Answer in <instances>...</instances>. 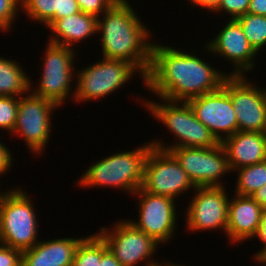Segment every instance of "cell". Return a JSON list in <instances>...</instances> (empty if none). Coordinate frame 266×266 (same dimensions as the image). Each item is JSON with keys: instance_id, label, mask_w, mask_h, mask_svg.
<instances>
[{"instance_id": "1", "label": "cell", "mask_w": 266, "mask_h": 266, "mask_svg": "<svg viewBox=\"0 0 266 266\" xmlns=\"http://www.w3.org/2000/svg\"><path fill=\"white\" fill-rule=\"evenodd\" d=\"M169 46L153 43L151 64L143 85L146 90L158 98L188 102L223 86L228 73L213 68L193 52Z\"/></svg>"}, {"instance_id": "2", "label": "cell", "mask_w": 266, "mask_h": 266, "mask_svg": "<svg viewBox=\"0 0 266 266\" xmlns=\"http://www.w3.org/2000/svg\"><path fill=\"white\" fill-rule=\"evenodd\" d=\"M128 0H116L97 19V35L106 59L133 64L144 77L151 64L152 32Z\"/></svg>"}, {"instance_id": "3", "label": "cell", "mask_w": 266, "mask_h": 266, "mask_svg": "<svg viewBox=\"0 0 266 266\" xmlns=\"http://www.w3.org/2000/svg\"><path fill=\"white\" fill-rule=\"evenodd\" d=\"M139 103L150 111L158 123H163L168 131L174 135V143L164 144L160 139L150 141L151 145L161 150H169L177 147H214L220 142L211 131L203 125L196 117L188 102L172 101L160 97L158 100H148L141 97ZM176 140V142H175Z\"/></svg>"}, {"instance_id": "4", "label": "cell", "mask_w": 266, "mask_h": 266, "mask_svg": "<svg viewBox=\"0 0 266 266\" xmlns=\"http://www.w3.org/2000/svg\"><path fill=\"white\" fill-rule=\"evenodd\" d=\"M152 147L149 141L131 151L121 150L102 157L82 173L77 187H114L133 195L142 187L144 165Z\"/></svg>"}, {"instance_id": "5", "label": "cell", "mask_w": 266, "mask_h": 266, "mask_svg": "<svg viewBox=\"0 0 266 266\" xmlns=\"http://www.w3.org/2000/svg\"><path fill=\"white\" fill-rule=\"evenodd\" d=\"M26 189L7 188L0 198V244L24 251L38 240V214Z\"/></svg>"}, {"instance_id": "6", "label": "cell", "mask_w": 266, "mask_h": 266, "mask_svg": "<svg viewBox=\"0 0 266 266\" xmlns=\"http://www.w3.org/2000/svg\"><path fill=\"white\" fill-rule=\"evenodd\" d=\"M77 50L71 47L47 42L44 50L42 74L39 82L32 85L30 79V92L38 97L49 99L59 107L64 105L70 96L74 99L76 81V67L74 64ZM74 86V87H73ZM74 90H73V89ZM74 91V92H72ZM70 95V96H68Z\"/></svg>"}, {"instance_id": "7", "label": "cell", "mask_w": 266, "mask_h": 266, "mask_svg": "<svg viewBox=\"0 0 266 266\" xmlns=\"http://www.w3.org/2000/svg\"><path fill=\"white\" fill-rule=\"evenodd\" d=\"M139 72V73H138ZM139 74L145 84V77L131 63L123 60L106 59L76 71L75 93L72 102H90L109 96L113 92L124 88L129 81Z\"/></svg>"}, {"instance_id": "8", "label": "cell", "mask_w": 266, "mask_h": 266, "mask_svg": "<svg viewBox=\"0 0 266 266\" xmlns=\"http://www.w3.org/2000/svg\"><path fill=\"white\" fill-rule=\"evenodd\" d=\"M114 223L113 228L103 226L97 233L122 266H136L140 262H143L140 265L145 264V266L162 264L153 259L160 244L152 237L136 228L129 222V218Z\"/></svg>"}, {"instance_id": "9", "label": "cell", "mask_w": 266, "mask_h": 266, "mask_svg": "<svg viewBox=\"0 0 266 266\" xmlns=\"http://www.w3.org/2000/svg\"><path fill=\"white\" fill-rule=\"evenodd\" d=\"M58 107L53 101L30 91L19 97L16 123L10 136L20 135L32 154L42 155L52 134V114Z\"/></svg>"}, {"instance_id": "10", "label": "cell", "mask_w": 266, "mask_h": 266, "mask_svg": "<svg viewBox=\"0 0 266 266\" xmlns=\"http://www.w3.org/2000/svg\"><path fill=\"white\" fill-rule=\"evenodd\" d=\"M196 187H224L220 181L231 172L221 142L214 147H177L167 150Z\"/></svg>"}, {"instance_id": "11", "label": "cell", "mask_w": 266, "mask_h": 266, "mask_svg": "<svg viewBox=\"0 0 266 266\" xmlns=\"http://www.w3.org/2000/svg\"><path fill=\"white\" fill-rule=\"evenodd\" d=\"M142 188L149 193L176 200L183 193L193 191L196 186L169 151L152 147L144 165Z\"/></svg>"}, {"instance_id": "12", "label": "cell", "mask_w": 266, "mask_h": 266, "mask_svg": "<svg viewBox=\"0 0 266 266\" xmlns=\"http://www.w3.org/2000/svg\"><path fill=\"white\" fill-rule=\"evenodd\" d=\"M246 76L229 75L222 87L230 95L238 131L265 133L266 89L255 85V81L252 83Z\"/></svg>"}, {"instance_id": "13", "label": "cell", "mask_w": 266, "mask_h": 266, "mask_svg": "<svg viewBox=\"0 0 266 266\" xmlns=\"http://www.w3.org/2000/svg\"><path fill=\"white\" fill-rule=\"evenodd\" d=\"M139 197L137 220H129L136 228L152 237L157 243L168 244L176 233V200L163 195H156L139 188L133 196Z\"/></svg>"}, {"instance_id": "14", "label": "cell", "mask_w": 266, "mask_h": 266, "mask_svg": "<svg viewBox=\"0 0 266 266\" xmlns=\"http://www.w3.org/2000/svg\"><path fill=\"white\" fill-rule=\"evenodd\" d=\"M226 191L225 187H196L184 213L186 230L193 233L216 230L226 234L230 201Z\"/></svg>"}, {"instance_id": "15", "label": "cell", "mask_w": 266, "mask_h": 266, "mask_svg": "<svg viewBox=\"0 0 266 266\" xmlns=\"http://www.w3.org/2000/svg\"><path fill=\"white\" fill-rule=\"evenodd\" d=\"M206 42L203 51L206 50L205 53H209L208 56L213 53L214 57L217 55L225 61H230L233 71L231 70L228 75H246L255 68L254 61H257L255 60L257 52L248 42L240 23L236 19L228 18V21L226 19L225 25L217 35Z\"/></svg>"}, {"instance_id": "16", "label": "cell", "mask_w": 266, "mask_h": 266, "mask_svg": "<svg viewBox=\"0 0 266 266\" xmlns=\"http://www.w3.org/2000/svg\"><path fill=\"white\" fill-rule=\"evenodd\" d=\"M188 103L197 119L211 131L219 142L238 131L237 118L230 95L223 87L190 99Z\"/></svg>"}, {"instance_id": "17", "label": "cell", "mask_w": 266, "mask_h": 266, "mask_svg": "<svg viewBox=\"0 0 266 266\" xmlns=\"http://www.w3.org/2000/svg\"><path fill=\"white\" fill-rule=\"evenodd\" d=\"M233 196L229 201L226 236L236 244L253 238L260 225L262 207L252 196Z\"/></svg>"}, {"instance_id": "18", "label": "cell", "mask_w": 266, "mask_h": 266, "mask_svg": "<svg viewBox=\"0 0 266 266\" xmlns=\"http://www.w3.org/2000/svg\"><path fill=\"white\" fill-rule=\"evenodd\" d=\"M227 154L228 165L234 170L266 160V134L236 131L221 142Z\"/></svg>"}, {"instance_id": "19", "label": "cell", "mask_w": 266, "mask_h": 266, "mask_svg": "<svg viewBox=\"0 0 266 266\" xmlns=\"http://www.w3.org/2000/svg\"><path fill=\"white\" fill-rule=\"evenodd\" d=\"M84 237L41 240L22 251L21 266H72L75 251Z\"/></svg>"}, {"instance_id": "20", "label": "cell", "mask_w": 266, "mask_h": 266, "mask_svg": "<svg viewBox=\"0 0 266 266\" xmlns=\"http://www.w3.org/2000/svg\"><path fill=\"white\" fill-rule=\"evenodd\" d=\"M97 17L79 11L55 20L49 27L52 32L47 39L54 44L73 48L77 42L88 40L97 33Z\"/></svg>"}, {"instance_id": "21", "label": "cell", "mask_w": 266, "mask_h": 266, "mask_svg": "<svg viewBox=\"0 0 266 266\" xmlns=\"http://www.w3.org/2000/svg\"><path fill=\"white\" fill-rule=\"evenodd\" d=\"M21 12L31 22L43 23L48 28L55 20L73 15L80 11L76 0H20Z\"/></svg>"}, {"instance_id": "22", "label": "cell", "mask_w": 266, "mask_h": 266, "mask_svg": "<svg viewBox=\"0 0 266 266\" xmlns=\"http://www.w3.org/2000/svg\"><path fill=\"white\" fill-rule=\"evenodd\" d=\"M26 70L12 58L0 57V96L21 97L30 91Z\"/></svg>"}, {"instance_id": "23", "label": "cell", "mask_w": 266, "mask_h": 266, "mask_svg": "<svg viewBox=\"0 0 266 266\" xmlns=\"http://www.w3.org/2000/svg\"><path fill=\"white\" fill-rule=\"evenodd\" d=\"M237 172L235 193L240 196H252L266 184V160L258 164L245 166L234 170Z\"/></svg>"}, {"instance_id": "24", "label": "cell", "mask_w": 266, "mask_h": 266, "mask_svg": "<svg viewBox=\"0 0 266 266\" xmlns=\"http://www.w3.org/2000/svg\"><path fill=\"white\" fill-rule=\"evenodd\" d=\"M236 20L240 23L248 42L258 53L266 48V16L247 13Z\"/></svg>"}, {"instance_id": "25", "label": "cell", "mask_w": 266, "mask_h": 266, "mask_svg": "<svg viewBox=\"0 0 266 266\" xmlns=\"http://www.w3.org/2000/svg\"><path fill=\"white\" fill-rule=\"evenodd\" d=\"M101 261V236H85L76 248L72 266H98Z\"/></svg>"}, {"instance_id": "26", "label": "cell", "mask_w": 266, "mask_h": 266, "mask_svg": "<svg viewBox=\"0 0 266 266\" xmlns=\"http://www.w3.org/2000/svg\"><path fill=\"white\" fill-rule=\"evenodd\" d=\"M18 102L19 97L0 96V130L12 134L16 123Z\"/></svg>"}, {"instance_id": "27", "label": "cell", "mask_w": 266, "mask_h": 266, "mask_svg": "<svg viewBox=\"0 0 266 266\" xmlns=\"http://www.w3.org/2000/svg\"><path fill=\"white\" fill-rule=\"evenodd\" d=\"M20 8V0H0V31L11 30L12 25L16 23V17H20Z\"/></svg>"}, {"instance_id": "28", "label": "cell", "mask_w": 266, "mask_h": 266, "mask_svg": "<svg viewBox=\"0 0 266 266\" xmlns=\"http://www.w3.org/2000/svg\"><path fill=\"white\" fill-rule=\"evenodd\" d=\"M249 4L250 0H220L219 5L213 12L216 14H218L217 12H223L229 15V19H236L247 14Z\"/></svg>"}, {"instance_id": "29", "label": "cell", "mask_w": 266, "mask_h": 266, "mask_svg": "<svg viewBox=\"0 0 266 266\" xmlns=\"http://www.w3.org/2000/svg\"><path fill=\"white\" fill-rule=\"evenodd\" d=\"M80 11L86 14L99 17L102 15L116 0H76Z\"/></svg>"}, {"instance_id": "30", "label": "cell", "mask_w": 266, "mask_h": 266, "mask_svg": "<svg viewBox=\"0 0 266 266\" xmlns=\"http://www.w3.org/2000/svg\"><path fill=\"white\" fill-rule=\"evenodd\" d=\"M22 251L0 244V266H21Z\"/></svg>"}, {"instance_id": "31", "label": "cell", "mask_w": 266, "mask_h": 266, "mask_svg": "<svg viewBox=\"0 0 266 266\" xmlns=\"http://www.w3.org/2000/svg\"><path fill=\"white\" fill-rule=\"evenodd\" d=\"M254 237H257L256 239L263 244V247H261V249L252 257V259L258 264V262L266 257V210H262L260 225L257 228L253 239H255Z\"/></svg>"}, {"instance_id": "32", "label": "cell", "mask_w": 266, "mask_h": 266, "mask_svg": "<svg viewBox=\"0 0 266 266\" xmlns=\"http://www.w3.org/2000/svg\"><path fill=\"white\" fill-rule=\"evenodd\" d=\"M1 141V140H0ZM13 156L7 145L0 142V178L2 175H7L13 164Z\"/></svg>"}, {"instance_id": "33", "label": "cell", "mask_w": 266, "mask_h": 266, "mask_svg": "<svg viewBox=\"0 0 266 266\" xmlns=\"http://www.w3.org/2000/svg\"><path fill=\"white\" fill-rule=\"evenodd\" d=\"M98 266H122L108 249L106 242L101 237V261Z\"/></svg>"}, {"instance_id": "34", "label": "cell", "mask_w": 266, "mask_h": 266, "mask_svg": "<svg viewBox=\"0 0 266 266\" xmlns=\"http://www.w3.org/2000/svg\"><path fill=\"white\" fill-rule=\"evenodd\" d=\"M247 13L266 16V0H250Z\"/></svg>"}, {"instance_id": "35", "label": "cell", "mask_w": 266, "mask_h": 266, "mask_svg": "<svg viewBox=\"0 0 266 266\" xmlns=\"http://www.w3.org/2000/svg\"><path fill=\"white\" fill-rule=\"evenodd\" d=\"M192 6L202 7L203 9L214 11L220 3V0H187Z\"/></svg>"}, {"instance_id": "36", "label": "cell", "mask_w": 266, "mask_h": 266, "mask_svg": "<svg viewBox=\"0 0 266 266\" xmlns=\"http://www.w3.org/2000/svg\"><path fill=\"white\" fill-rule=\"evenodd\" d=\"M252 197L261 205L262 210H266V184L258 189Z\"/></svg>"}, {"instance_id": "37", "label": "cell", "mask_w": 266, "mask_h": 266, "mask_svg": "<svg viewBox=\"0 0 266 266\" xmlns=\"http://www.w3.org/2000/svg\"><path fill=\"white\" fill-rule=\"evenodd\" d=\"M159 266H173V263H172L171 261L169 262V261L167 260L166 263L162 262V264L159 265Z\"/></svg>"}, {"instance_id": "38", "label": "cell", "mask_w": 266, "mask_h": 266, "mask_svg": "<svg viewBox=\"0 0 266 266\" xmlns=\"http://www.w3.org/2000/svg\"><path fill=\"white\" fill-rule=\"evenodd\" d=\"M259 264L261 263V264H263L264 266H266V257L262 260V261H260V262H258Z\"/></svg>"}, {"instance_id": "39", "label": "cell", "mask_w": 266, "mask_h": 266, "mask_svg": "<svg viewBox=\"0 0 266 266\" xmlns=\"http://www.w3.org/2000/svg\"><path fill=\"white\" fill-rule=\"evenodd\" d=\"M0 183H1V182H0ZM0 186H1V184H0ZM4 193H5L4 191H1V190H0V198L3 196Z\"/></svg>"}, {"instance_id": "40", "label": "cell", "mask_w": 266, "mask_h": 266, "mask_svg": "<svg viewBox=\"0 0 266 266\" xmlns=\"http://www.w3.org/2000/svg\"><path fill=\"white\" fill-rule=\"evenodd\" d=\"M173 266H182V265L173 262ZM183 266H185V265H183Z\"/></svg>"}]
</instances>
